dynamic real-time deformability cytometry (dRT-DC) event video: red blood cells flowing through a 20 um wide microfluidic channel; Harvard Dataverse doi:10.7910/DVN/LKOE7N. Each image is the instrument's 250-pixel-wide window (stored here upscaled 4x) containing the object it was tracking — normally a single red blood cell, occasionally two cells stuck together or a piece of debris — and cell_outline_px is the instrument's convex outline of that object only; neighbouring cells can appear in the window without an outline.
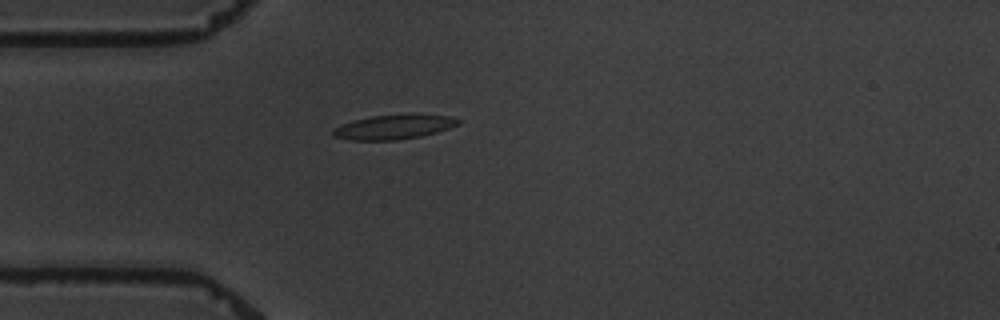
{"species": "common noctule bat (a hibernating species)", "species_latin": "Nyctalus noctula", "temperature_condition": "warm", "stored_images_in_passage": 4, "camera_frame_rate_fps": 3000, "um_per_image_px": 0.085, "animal": {"sex": "male", "body_mass_g": 19.5, "forearm_length_mm": 54.6}, "frame": {"image": 1, "passage_image": 4, "time_ms": 4.333, "image_size_px": [1000, 320], "cell_outline_px": [[460, 124], [436, 132], [420, 136], [396, 140], [352, 140], [332, 136], [332, 128], [352, 120], [372, 116], [408, 112], [412, 112], [448, 116], [460, 120]], "centroid_in_image_um": [33.47, 10.76], "position_along_channel_um": 51.5, "area_um2": 18.32}}